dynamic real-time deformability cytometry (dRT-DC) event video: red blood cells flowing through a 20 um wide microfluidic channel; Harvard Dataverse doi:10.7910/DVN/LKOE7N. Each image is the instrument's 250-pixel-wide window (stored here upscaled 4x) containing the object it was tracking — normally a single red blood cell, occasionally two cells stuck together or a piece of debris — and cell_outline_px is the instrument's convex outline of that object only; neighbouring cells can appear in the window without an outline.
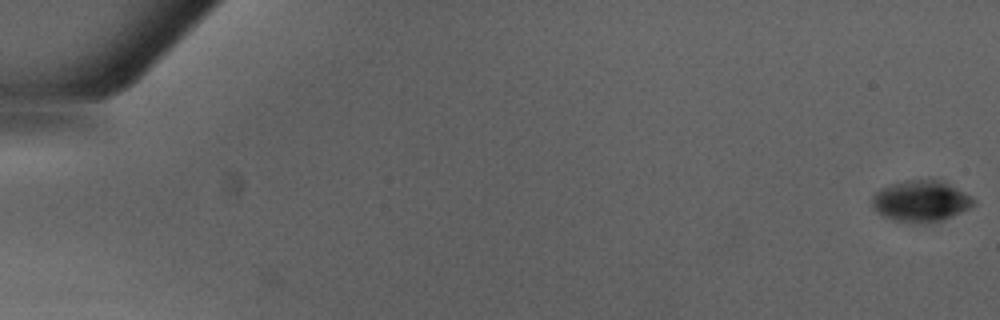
{"species": "Egyptian fruit bat (a non-hibernating species)", "species_latin": "Rousettus aegyptiacus", "temperature_condition": "warm", "stored_images_in_passage": 46, "camera_frame_rate_fps": 3000, "um_per_image_px": 0.085, "animal": {"sex": "male"}, "frame": {"image": 1, "passage_image": 1, "time_ms": 0.0, "image_size_px": [1000, 320], "cell_outline_px": [[976, 204], [952, 216], [928, 224], [912, 224], [892, 220], [876, 212], [872, 204], [872, 196], [880, 188], [888, 184], [904, 180], [928, 176], [944, 180], [972, 196], [976, 200]], "centroid_in_image_um": [78.27, 17.05], "position_along_channel_um": 6.7, "area_um2": 25.43}}
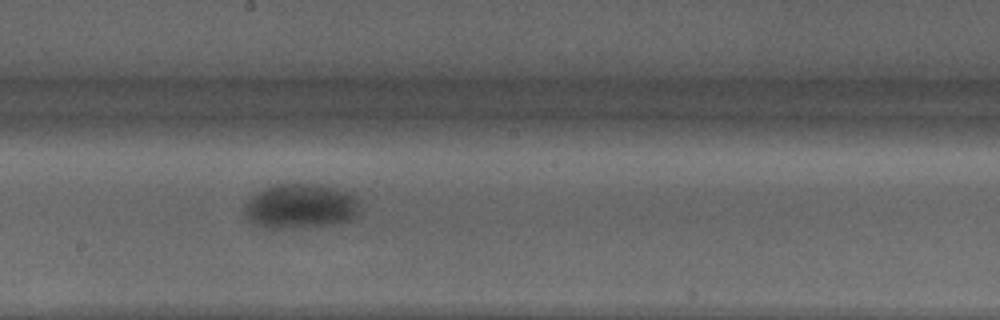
{"frame": {"image": 2, "passage_image": 29, "time_ms": 9.333, "image_size_px": [1000, 320], "cell_outline_px": [[356, 212], [348, 220], [320, 224], [284, 228], [268, 228], [252, 220], [248, 216], [248, 204], [260, 192], [268, 188], [280, 184], [300, 184], [328, 188], [344, 192], [352, 196], [356, 204]], "centroid_in_image_um": [25.52, 17.53], "position_along_channel_um": 222.7, "area_um2": 27.28}}
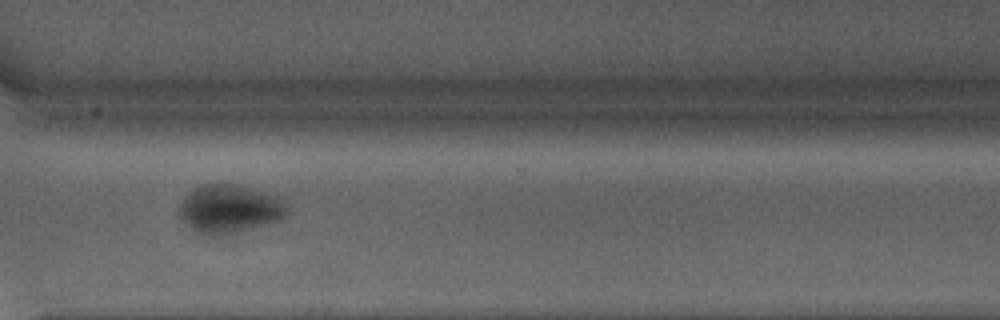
{"frame": {"image": 3, "passage_image": 38, "time_ms": 12.333, "image_size_px": [1000, 320], "cell_outline_px": [[284, 216], [280, 220], [236, 232], [200, 232], [192, 228], [184, 220], [180, 212], [180, 204], [196, 188], [204, 184], [232, 184], [280, 196], [284, 208]], "centroid_in_image_um": [19.54, 17.71], "position_along_channel_um": 351.1, "area_um2": 28.61}, "authors_computed_cell_mechanics": {"area_um2": 28.6688, "velocity_mm_per_s": 4.2878, "shape_relaxation_time_tau1_ms": 8.2698, "shape_relaxation_time_tau2_ms": null, "deformation_change_tau1": 0.1911, "deformation_change_tau2": null}}